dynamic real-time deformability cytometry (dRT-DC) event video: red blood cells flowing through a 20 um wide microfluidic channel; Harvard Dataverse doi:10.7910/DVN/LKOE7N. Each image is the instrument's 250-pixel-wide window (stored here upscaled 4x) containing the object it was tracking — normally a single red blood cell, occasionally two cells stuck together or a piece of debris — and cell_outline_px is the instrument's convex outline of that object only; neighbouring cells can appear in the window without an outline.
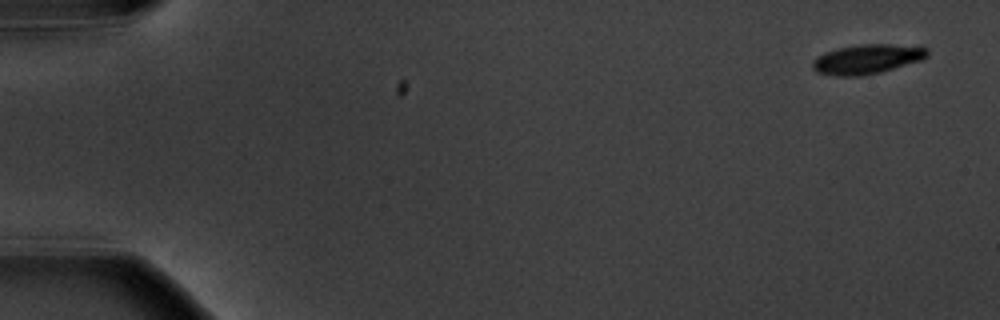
{"species": "common noctule bat (a hibernating species)", "species_latin": "Nyctalus noctula", "temperature_condition": "warm", "stored_images_in_passage": 5, "camera_frame_rate_fps": 3000, "um_per_image_px": 0.085, "animal": {"sex": "male", "body_mass_g": 20.1, "forearm_length_mm": 53.5}, "frame": {"image": 1, "passage_image": 1, "time_ms": 0.0, "image_size_px": [1000, 320], "cell_outline_px": [[928, 56], [920, 60], [880, 72], [860, 76], [836, 76], [816, 72], [812, 68], [812, 60], [816, 56], [824, 52], [836, 48], [860, 44], [920, 44], [928, 48]], "centroid_in_image_um": [73.71, 5.0], "position_along_channel_um": 11.3, "area_um2": 20.17}}
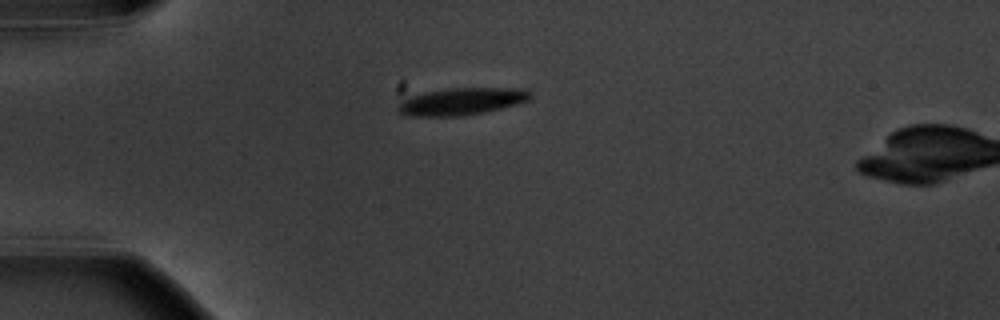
{"frame": {"image": 2, "passage_image": 4, "time_ms": 4.333, "image_size_px": [1000, 320], "cell_outline_px": [[532, 96], [528, 100], [516, 104], [484, 112], [464, 116], [412, 116], [400, 112], [396, 108], [396, 104], [408, 96], [424, 92], [448, 88], [524, 88]], "centroid_in_image_um": [39.18, 8.61], "position_along_channel_um": 45.8, "area_um2": 20.98}}